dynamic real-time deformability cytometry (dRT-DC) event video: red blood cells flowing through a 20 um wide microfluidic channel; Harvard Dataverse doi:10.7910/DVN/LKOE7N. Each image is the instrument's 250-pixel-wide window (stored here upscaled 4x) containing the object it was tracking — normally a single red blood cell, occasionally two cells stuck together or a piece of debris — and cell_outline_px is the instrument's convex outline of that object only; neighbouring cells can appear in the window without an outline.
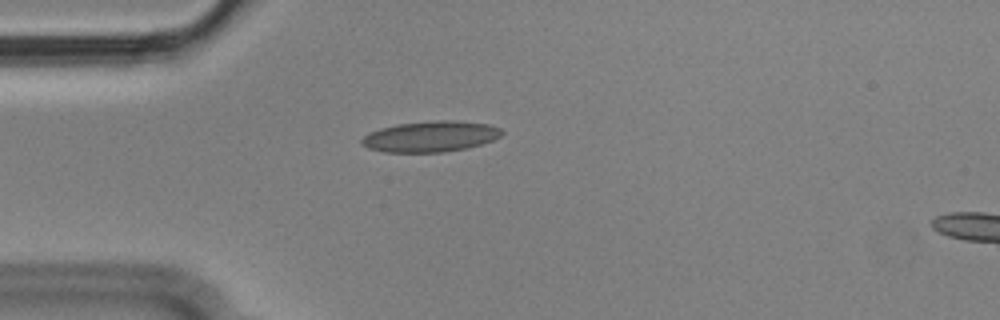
{"species": "Egyptian fruit bat (a non-hibernating species)", "species_latin": "Rousettus aegyptiacus", "temperature_condition": "cold", "stored_images_in_passage": 42, "camera_frame_rate_fps": 3000, "um_per_image_px": 0.085, "animal": {"sex": "male"}, "frame": {"image": 1, "passage_image": 1, "time_ms": 0.0, "image_size_px": [1000, 320], "cell_outline_px": [[504, 132], [500, 136], [492, 140], [480, 144], [464, 148], [444, 152], [384, 152], [368, 148], [360, 144], [360, 140], [368, 132], [380, 128], [396, 124], [440, 120], [452, 120], [488, 124], [500, 128]], "centroid_in_image_um": [36.55, 11.6], "position_along_channel_um": 48.5, "area_um2": 25.09}}
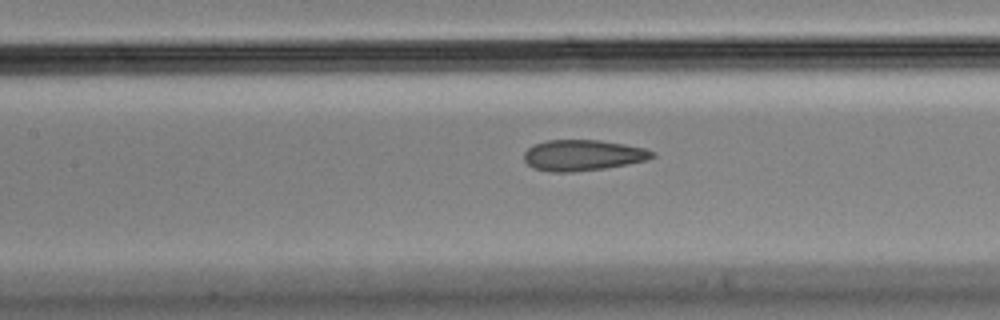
{"frame": {"image": 2, "passage_image": 11, "time_ms": 3.333, "image_size_px": [1000, 320], "cell_outline_px": [[656, 156], [648, 160], [628, 164], [604, 168], [572, 172], [548, 172], [532, 168], [524, 160], [524, 152], [532, 144], [548, 140], [600, 140], [624, 144], [644, 148], [656, 152]], "centroid_in_image_um": [49.53, 13.2], "position_along_channel_um": 157.9, "area_um2": 23.29}}
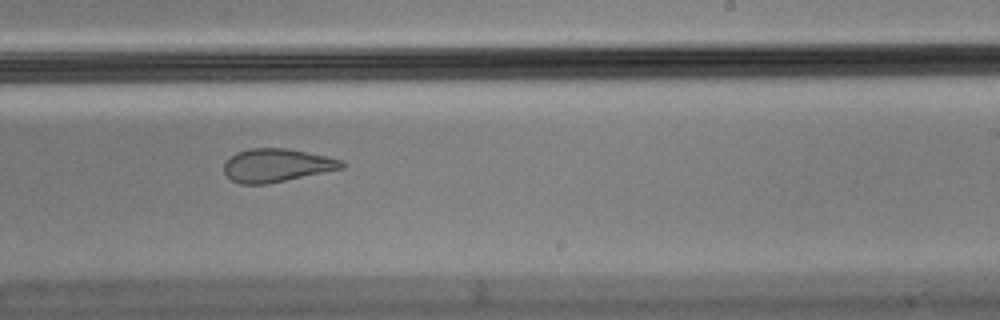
{"frame": {"image": 3, "passage_image": 20, "time_ms": 6.333, "image_size_px": [1000, 320], "cell_outline_px": [[348, 164], [344, 168], [268, 184], [240, 184], [232, 180], [224, 172], [224, 164], [236, 152], [248, 148], [288, 148], [328, 156], [344, 160]], "centroid_in_image_um": [23.57, 14.04], "position_along_channel_um": 265.4, "area_um2": 23.0}, "authors_computed_cell_mechanics": {"area_um2": 24.5361, "velocity_mm_per_s": 3.5992, "shape_relaxation_time_tau1_ms": null, "shape_relaxation_time_tau2_ms": 1.5359, "deformation_change_tau1": null, "deformation_change_tau2": 0.0934}}